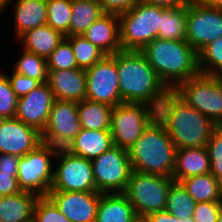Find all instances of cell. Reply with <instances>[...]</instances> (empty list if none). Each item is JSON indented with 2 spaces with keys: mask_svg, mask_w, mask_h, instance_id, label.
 I'll use <instances>...</instances> for the list:
<instances>
[{
  "mask_svg": "<svg viewBox=\"0 0 222 222\" xmlns=\"http://www.w3.org/2000/svg\"><path fill=\"white\" fill-rule=\"evenodd\" d=\"M198 67L202 74L222 73V36L206 45L198 53Z\"/></svg>",
  "mask_w": 222,
  "mask_h": 222,
  "instance_id": "34",
  "label": "cell"
},
{
  "mask_svg": "<svg viewBox=\"0 0 222 222\" xmlns=\"http://www.w3.org/2000/svg\"><path fill=\"white\" fill-rule=\"evenodd\" d=\"M222 208V201L196 203L192 218L196 222H217Z\"/></svg>",
  "mask_w": 222,
  "mask_h": 222,
  "instance_id": "39",
  "label": "cell"
},
{
  "mask_svg": "<svg viewBox=\"0 0 222 222\" xmlns=\"http://www.w3.org/2000/svg\"><path fill=\"white\" fill-rule=\"evenodd\" d=\"M15 1V2H14ZM14 26L16 40L25 32L46 25L47 0H14ZM14 3V4H13Z\"/></svg>",
  "mask_w": 222,
  "mask_h": 222,
  "instance_id": "22",
  "label": "cell"
},
{
  "mask_svg": "<svg viewBox=\"0 0 222 222\" xmlns=\"http://www.w3.org/2000/svg\"><path fill=\"white\" fill-rule=\"evenodd\" d=\"M136 217L134 206L124 193L100 195L95 222H133Z\"/></svg>",
  "mask_w": 222,
  "mask_h": 222,
  "instance_id": "24",
  "label": "cell"
},
{
  "mask_svg": "<svg viewBox=\"0 0 222 222\" xmlns=\"http://www.w3.org/2000/svg\"><path fill=\"white\" fill-rule=\"evenodd\" d=\"M80 130L78 102L55 100L41 132L42 142L56 149H66Z\"/></svg>",
  "mask_w": 222,
  "mask_h": 222,
  "instance_id": "13",
  "label": "cell"
},
{
  "mask_svg": "<svg viewBox=\"0 0 222 222\" xmlns=\"http://www.w3.org/2000/svg\"><path fill=\"white\" fill-rule=\"evenodd\" d=\"M217 222H222V208H221V211H220L219 218H218Z\"/></svg>",
  "mask_w": 222,
  "mask_h": 222,
  "instance_id": "51",
  "label": "cell"
},
{
  "mask_svg": "<svg viewBox=\"0 0 222 222\" xmlns=\"http://www.w3.org/2000/svg\"><path fill=\"white\" fill-rule=\"evenodd\" d=\"M157 119L177 149L205 147L216 124L169 90L157 109Z\"/></svg>",
  "mask_w": 222,
  "mask_h": 222,
  "instance_id": "1",
  "label": "cell"
},
{
  "mask_svg": "<svg viewBox=\"0 0 222 222\" xmlns=\"http://www.w3.org/2000/svg\"><path fill=\"white\" fill-rule=\"evenodd\" d=\"M140 1L148 5H155L159 7L169 8V7H187L194 0H140Z\"/></svg>",
  "mask_w": 222,
  "mask_h": 222,
  "instance_id": "45",
  "label": "cell"
},
{
  "mask_svg": "<svg viewBox=\"0 0 222 222\" xmlns=\"http://www.w3.org/2000/svg\"><path fill=\"white\" fill-rule=\"evenodd\" d=\"M86 71V99L111 107L122 104L116 67V53L105 55Z\"/></svg>",
  "mask_w": 222,
  "mask_h": 222,
  "instance_id": "12",
  "label": "cell"
},
{
  "mask_svg": "<svg viewBox=\"0 0 222 222\" xmlns=\"http://www.w3.org/2000/svg\"><path fill=\"white\" fill-rule=\"evenodd\" d=\"M69 36L82 35L105 14L98 0H72Z\"/></svg>",
  "mask_w": 222,
  "mask_h": 222,
  "instance_id": "27",
  "label": "cell"
},
{
  "mask_svg": "<svg viewBox=\"0 0 222 222\" xmlns=\"http://www.w3.org/2000/svg\"><path fill=\"white\" fill-rule=\"evenodd\" d=\"M55 100L48 83H41L26 96L18 98L15 118L42 132Z\"/></svg>",
  "mask_w": 222,
  "mask_h": 222,
  "instance_id": "17",
  "label": "cell"
},
{
  "mask_svg": "<svg viewBox=\"0 0 222 222\" xmlns=\"http://www.w3.org/2000/svg\"><path fill=\"white\" fill-rule=\"evenodd\" d=\"M71 43L78 68L87 69L100 61L105 54L83 35L66 37Z\"/></svg>",
  "mask_w": 222,
  "mask_h": 222,
  "instance_id": "32",
  "label": "cell"
},
{
  "mask_svg": "<svg viewBox=\"0 0 222 222\" xmlns=\"http://www.w3.org/2000/svg\"><path fill=\"white\" fill-rule=\"evenodd\" d=\"M82 35L105 55H113L122 50L118 14L105 13Z\"/></svg>",
  "mask_w": 222,
  "mask_h": 222,
  "instance_id": "19",
  "label": "cell"
},
{
  "mask_svg": "<svg viewBox=\"0 0 222 222\" xmlns=\"http://www.w3.org/2000/svg\"><path fill=\"white\" fill-rule=\"evenodd\" d=\"M91 163L97 192H125L133 172L127 150L114 145Z\"/></svg>",
  "mask_w": 222,
  "mask_h": 222,
  "instance_id": "9",
  "label": "cell"
},
{
  "mask_svg": "<svg viewBox=\"0 0 222 222\" xmlns=\"http://www.w3.org/2000/svg\"><path fill=\"white\" fill-rule=\"evenodd\" d=\"M15 63L14 69L12 68L13 72L34 78L40 83L47 82L48 66L46 58L23 50L22 55Z\"/></svg>",
  "mask_w": 222,
  "mask_h": 222,
  "instance_id": "31",
  "label": "cell"
},
{
  "mask_svg": "<svg viewBox=\"0 0 222 222\" xmlns=\"http://www.w3.org/2000/svg\"><path fill=\"white\" fill-rule=\"evenodd\" d=\"M39 196L29 191L2 197L0 222H33L34 206Z\"/></svg>",
  "mask_w": 222,
  "mask_h": 222,
  "instance_id": "25",
  "label": "cell"
},
{
  "mask_svg": "<svg viewBox=\"0 0 222 222\" xmlns=\"http://www.w3.org/2000/svg\"><path fill=\"white\" fill-rule=\"evenodd\" d=\"M120 96L124 103H143L159 108L169 91L141 51L116 53Z\"/></svg>",
  "mask_w": 222,
  "mask_h": 222,
  "instance_id": "2",
  "label": "cell"
},
{
  "mask_svg": "<svg viewBox=\"0 0 222 222\" xmlns=\"http://www.w3.org/2000/svg\"><path fill=\"white\" fill-rule=\"evenodd\" d=\"M222 36V11L198 0L187 6V42L199 53Z\"/></svg>",
  "mask_w": 222,
  "mask_h": 222,
  "instance_id": "14",
  "label": "cell"
},
{
  "mask_svg": "<svg viewBox=\"0 0 222 222\" xmlns=\"http://www.w3.org/2000/svg\"><path fill=\"white\" fill-rule=\"evenodd\" d=\"M210 173L222 183V131L215 130L207 142Z\"/></svg>",
  "mask_w": 222,
  "mask_h": 222,
  "instance_id": "38",
  "label": "cell"
},
{
  "mask_svg": "<svg viewBox=\"0 0 222 222\" xmlns=\"http://www.w3.org/2000/svg\"><path fill=\"white\" fill-rule=\"evenodd\" d=\"M113 107L88 99L78 102L81 128L88 130H110Z\"/></svg>",
  "mask_w": 222,
  "mask_h": 222,
  "instance_id": "28",
  "label": "cell"
},
{
  "mask_svg": "<svg viewBox=\"0 0 222 222\" xmlns=\"http://www.w3.org/2000/svg\"><path fill=\"white\" fill-rule=\"evenodd\" d=\"M7 77L11 83L12 89L18 98L26 96L33 89L38 87L41 83L25 75L15 73L12 71L11 75L7 74Z\"/></svg>",
  "mask_w": 222,
  "mask_h": 222,
  "instance_id": "40",
  "label": "cell"
},
{
  "mask_svg": "<svg viewBox=\"0 0 222 222\" xmlns=\"http://www.w3.org/2000/svg\"><path fill=\"white\" fill-rule=\"evenodd\" d=\"M22 191L18 186L17 173L0 171V194L4 196L14 195Z\"/></svg>",
  "mask_w": 222,
  "mask_h": 222,
  "instance_id": "42",
  "label": "cell"
},
{
  "mask_svg": "<svg viewBox=\"0 0 222 222\" xmlns=\"http://www.w3.org/2000/svg\"><path fill=\"white\" fill-rule=\"evenodd\" d=\"M0 72V119L15 118L18 97L14 93L7 74Z\"/></svg>",
  "mask_w": 222,
  "mask_h": 222,
  "instance_id": "36",
  "label": "cell"
},
{
  "mask_svg": "<svg viewBox=\"0 0 222 222\" xmlns=\"http://www.w3.org/2000/svg\"><path fill=\"white\" fill-rule=\"evenodd\" d=\"M112 146L114 144L110 130H88L81 128L66 150L74 155L93 160Z\"/></svg>",
  "mask_w": 222,
  "mask_h": 222,
  "instance_id": "20",
  "label": "cell"
},
{
  "mask_svg": "<svg viewBox=\"0 0 222 222\" xmlns=\"http://www.w3.org/2000/svg\"><path fill=\"white\" fill-rule=\"evenodd\" d=\"M133 222H149L148 219L146 217H142V216H137Z\"/></svg>",
  "mask_w": 222,
  "mask_h": 222,
  "instance_id": "48",
  "label": "cell"
},
{
  "mask_svg": "<svg viewBox=\"0 0 222 222\" xmlns=\"http://www.w3.org/2000/svg\"><path fill=\"white\" fill-rule=\"evenodd\" d=\"M141 52L168 90L200 73L198 53L187 41L156 38Z\"/></svg>",
  "mask_w": 222,
  "mask_h": 222,
  "instance_id": "3",
  "label": "cell"
},
{
  "mask_svg": "<svg viewBox=\"0 0 222 222\" xmlns=\"http://www.w3.org/2000/svg\"><path fill=\"white\" fill-rule=\"evenodd\" d=\"M53 170L50 190L59 191H96L91 160L74 155L66 149H58Z\"/></svg>",
  "mask_w": 222,
  "mask_h": 222,
  "instance_id": "11",
  "label": "cell"
},
{
  "mask_svg": "<svg viewBox=\"0 0 222 222\" xmlns=\"http://www.w3.org/2000/svg\"><path fill=\"white\" fill-rule=\"evenodd\" d=\"M105 13L121 14L129 11L140 0H98Z\"/></svg>",
  "mask_w": 222,
  "mask_h": 222,
  "instance_id": "41",
  "label": "cell"
},
{
  "mask_svg": "<svg viewBox=\"0 0 222 222\" xmlns=\"http://www.w3.org/2000/svg\"><path fill=\"white\" fill-rule=\"evenodd\" d=\"M48 70L78 68L71 43L65 38L46 59Z\"/></svg>",
  "mask_w": 222,
  "mask_h": 222,
  "instance_id": "35",
  "label": "cell"
},
{
  "mask_svg": "<svg viewBox=\"0 0 222 222\" xmlns=\"http://www.w3.org/2000/svg\"><path fill=\"white\" fill-rule=\"evenodd\" d=\"M11 1H14V0H3V2L5 3V8H7L8 5H10Z\"/></svg>",
  "mask_w": 222,
  "mask_h": 222,
  "instance_id": "50",
  "label": "cell"
},
{
  "mask_svg": "<svg viewBox=\"0 0 222 222\" xmlns=\"http://www.w3.org/2000/svg\"><path fill=\"white\" fill-rule=\"evenodd\" d=\"M19 160L20 157L17 155L0 153V171L6 173H17Z\"/></svg>",
  "mask_w": 222,
  "mask_h": 222,
  "instance_id": "43",
  "label": "cell"
},
{
  "mask_svg": "<svg viewBox=\"0 0 222 222\" xmlns=\"http://www.w3.org/2000/svg\"><path fill=\"white\" fill-rule=\"evenodd\" d=\"M146 218L149 222H196L192 217L180 220L166 211L149 214Z\"/></svg>",
  "mask_w": 222,
  "mask_h": 222,
  "instance_id": "44",
  "label": "cell"
},
{
  "mask_svg": "<svg viewBox=\"0 0 222 222\" xmlns=\"http://www.w3.org/2000/svg\"><path fill=\"white\" fill-rule=\"evenodd\" d=\"M158 38L187 41V7H169L162 11Z\"/></svg>",
  "mask_w": 222,
  "mask_h": 222,
  "instance_id": "29",
  "label": "cell"
},
{
  "mask_svg": "<svg viewBox=\"0 0 222 222\" xmlns=\"http://www.w3.org/2000/svg\"><path fill=\"white\" fill-rule=\"evenodd\" d=\"M58 149L47 143H40L34 150L20 157L17 180L22 191L46 196L53 181L55 156Z\"/></svg>",
  "mask_w": 222,
  "mask_h": 222,
  "instance_id": "7",
  "label": "cell"
},
{
  "mask_svg": "<svg viewBox=\"0 0 222 222\" xmlns=\"http://www.w3.org/2000/svg\"><path fill=\"white\" fill-rule=\"evenodd\" d=\"M65 38L62 32L46 24L25 32L17 41H21L22 50L47 59Z\"/></svg>",
  "mask_w": 222,
  "mask_h": 222,
  "instance_id": "23",
  "label": "cell"
},
{
  "mask_svg": "<svg viewBox=\"0 0 222 222\" xmlns=\"http://www.w3.org/2000/svg\"><path fill=\"white\" fill-rule=\"evenodd\" d=\"M222 92V73L214 75Z\"/></svg>",
  "mask_w": 222,
  "mask_h": 222,
  "instance_id": "47",
  "label": "cell"
},
{
  "mask_svg": "<svg viewBox=\"0 0 222 222\" xmlns=\"http://www.w3.org/2000/svg\"><path fill=\"white\" fill-rule=\"evenodd\" d=\"M216 129L222 131V126H216Z\"/></svg>",
  "mask_w": 222,
  "mask_h": 222,
  "instance_id": "53",
  "label": "cell"
},
{
  "mask_svg": "<svg viewBox=\"0 0 222 222\" xmlns=\"http://www.w3.org/2000/svg\"><path fill=\"white\" fill-rule=\"evenodd\" d=\"M196 201L188 194L180 182H173L169 187L165 211L180 220L192 217Z\"/></svg>",
  "mask_w": 222,
  "mask_h": 222,
  "instance_id": "30",
  "label": "cell"
},
{
  "mask_svg": "<svg viewBox=\"0 0 222 222\" xmlns=\"http://www.w3.org/2000/svg\"><path fill=\"white\" fill-rule=\"evenodd\" d=\"M202 4L222 11V0H198Z\"/></svg>",
  "mask_w": 222,
  "mask_h": 222,
  "instance_id": "46",
  "label": "cell"
},
{
  "mask_svg": "<svg viewBox=\"0 0 222 222\" xmlns=\"http://www.w3.org/2000/svg\"><path fill=\"white\" fill-rule=\"evenodd\" d=\"M42 143L41 132L16 118L0 119V153L22 157Z\"/></svg>",
  "mask_w": 222,
  "mask_h": 222,
  "instance_id": "16",
  "label": "cell"
},
{
  "mask_svg": "<svg viewBox=\"0 0 222 222\" xmlns=\"http://www.w3.org/2000/svg\"><path fill=\"white\" fill-rule=\"evenodd\" d=\"M4 10H6L5 3L3 2V0H0V15L1 13H3Z\"/></svg>",
  "mask_w": 222,
  "mask_h": 222,
  "instance_id": "49",
  "label": "cell"
},
{
  "mask_svg": "<svg viewBox=\"0 0 222 222\" xmlns=\"http://www.w3.org/2000/svg\"><path fill=\"white\" fill-rule=\"evenodd\" d=\"M180 183L196 203L222 201V183L211 173L184 178Z\"/></svg>",
  "mask_w": 222,
  "mask_h": 222,
  "instance_id": "26",
  "label": "cell"
},
{
  "mask_svg": "<svg viewBox=\"0 0 222 222\" xmlns=\"http://www.w3.org/2000/svg\"><path fill=\"white\" fill-rule=\"evenodd\" d=\"M172 178L133 170L124 194L134 206L137 216L165 211Z\"/></svg>",
  "mask_w": 222,
  "mask_h": 222,
  "instance_id": "6",
  "label": "cell"
},
{
  "mask_svg": "<svg viewBox=\"0 0 222 222\" xmlns=\"http://www.w3.org/2000/svg\"><path fill=\"white\" fill-rule=\"evenodd\" d=\"M216 126H222V116H221V118L219 119V121L216 123Z\"/></svg>",
  "mask_w": 222,
  "mask_h": 222,
  "instance_id": "52",
  "label": "cell"
},
{
  "mask_svg": "<svg viewBox=\"0 0 222 222\" xmlns=\"http://www.w3.org/2000/svg\"><path fill=\"white\" fill-rule=\"evenodd\" d=\"M207 173H210V158L206 146L176 150L175 168L172 174L175 182Z\"/></svg>",
  "mask_w": 222,
  "mask_h": 222,
  "instance_id": "21",
  "label": "cell"
},
{
  "mask_svg": "<svg viewBox=\"0 0 222 222\" xmlns=\"http://www.w3.org/2000/svg\"><path fill=\"white\" fill-rule=\"evenodd\" d=\"M47 83L56 100L81 102L86 99L85 69L48 70Z\"/></svg>",
  "mask_w": 222,
  "mask_h": 222,
  "instance_id": "18",
  "label": "cell"
},
{
  "mask_svg": "<svg viewBox=\"0 0 222 222\" xmlns=\"http://www.w3.org/2000/svg\"><path fill=\"white\" fill-rule=\"evenodd\" d=\"M176 150L165 126L156 117L128 153L134 171L172 178Z\"/></svg>",
  "mask_w": 222,
  "mask_h": 222,
  "instance_id": "4",
  "label": "cell"
},
{
  "mask_svg": "<svg viewBox=\"0 0 222 222\" xmlns=\"http://www.w3.org/2000/svg\"><path fill=\"white\" fill-rule=\"evenodd\" d=\"M156 117L157 110L148 104L123 102L115 106L110 127L113 144L128 151Z\"/></svg>",
  "mask_w": 222,
  "mask_h": 222,
  "instance_id": "8",
  "label": "cell"
},
{
  "mask_svg": "<svg viewBox=\"0 0 222 222\" xmlns=\"http://www.w3.org/2000/svg\"><path fill=\"white\" fill-rule=\"evenodd\" d=\"M72 0H47L46 24L69 37Z\"/></svg>",
  "mask_w": 222,
  "mask_h": 222,
  "instance_id": "33",
  "label": "cell"
},
{
  "mask_svg": "<svg viewBox=\"0 0 222 222\" xmlns=\"http://www.w3.org/2000/svg\"><path fill=\"white\" fill-rule=\"evenodd\" d=\"M33 222H70L47 197L40 196L34 206Z\"/></svg>",
  "mask_w": 222,
  "mask_h": 222,
  "instance_id": "37",
  "label": "cell"
},
{
  "mask_svg": "<svg viewBox=\"0 0 222 222\" xmlns=\"http://www.w3.org/2000/svg\"><path fill=\"white\" fill-rule=\"evenodd\" d=\"M164 7L139 1L129 11L119 14L120 44L122 50L141 51L158 38Z\"/></svg>",
  "mask_w": 222,
  "mask_h": 222,
  "instance_id": "5",
  "label": "cell"
},
{
  "mask_svg": "<svg viewBox=\"0 0 222 222\" xmlns=\"http://www.w3.org/2000/svg\"><path fill=\"white\" fill-rule=\"evenodd\" d=\"M215 124L222 116V92L214 75L199 73L173 90Z\"/></svg>",
  "mask_w": 222,
  "mask_h": 222,
  "instance_id": "10",
  "label": "cell"
},
{
  "mask_svg": "<svg viewBox=\"0 0 222 222\" xmlns=\"http://www.w3.org/2000/svg\"><path fill=\"white\" fill-rule=\"evenodd\" d=\"M101 194L50 190L46 196L70 222H95Z\"/></svg>",
  "mask_w": 222,
  "mask_h": 222,
  "instance_id": "15",
  "label": "cell"
}]
</instances>
